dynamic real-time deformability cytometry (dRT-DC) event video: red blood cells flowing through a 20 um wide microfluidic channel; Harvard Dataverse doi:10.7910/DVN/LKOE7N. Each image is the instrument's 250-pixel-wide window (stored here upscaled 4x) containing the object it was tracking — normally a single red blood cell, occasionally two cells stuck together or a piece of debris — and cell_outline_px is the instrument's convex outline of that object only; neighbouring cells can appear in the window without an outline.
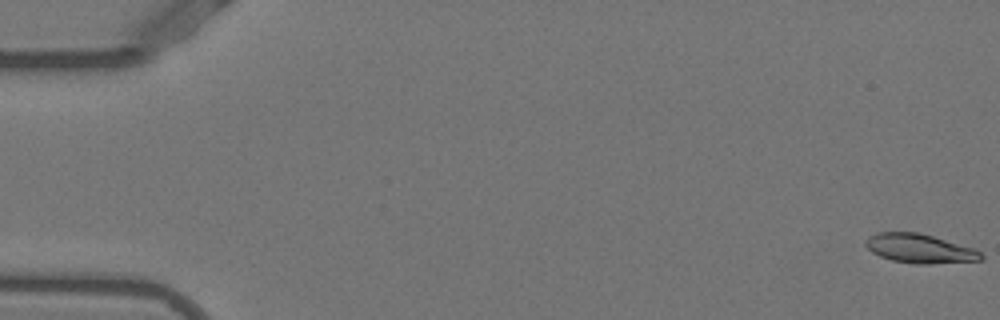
{"species": "Egyptian fruit bat (a non-hibernating species)", "species_latin": "Rousettus aegyptiacus", "temperature_condition": "warm", "stored_images_in_passage": 53, "camera_frame_rate_fps": 3000, "um_per_image_px": 0.085, "animal": {"sex": "female"}, "frame": {"image": 1, "passage_image": 1, "time_ms": 0.0, "image_size_px": [1000, 320], "cell_outline_px": [[984, 260], [928, 264], [916, 264], [892, 260], [880, 256], [872, 252], [864, 244], [864, 240], [868, 236], [876, 232], [920, 232], [972, 248], [980, 252], [984, 256]], "centroid_in_image_um": [78.14, 21.12], "position_along_channel_um": 6.9, "area_um2": 19.59}}
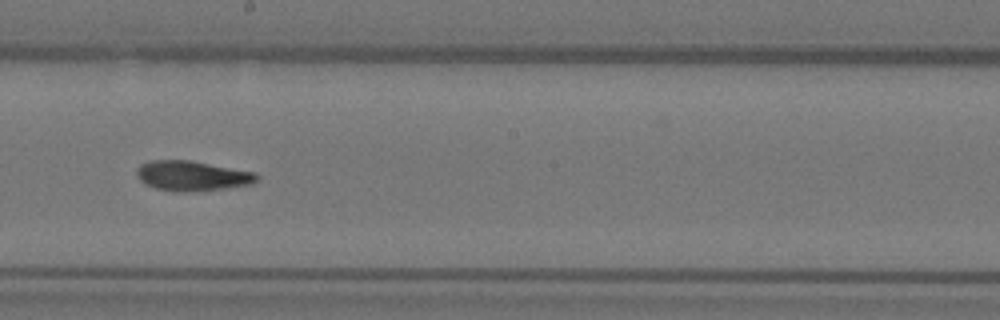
{"frame": {"image": 2, "passage_image": 30, "time_ms": 9.667, "image_size_px": [1000, 320], "cell_outline_px": [[260, 180], [252, 184], [228, 188], [184, 192], [176, 192], [156, 188], [144, 184], [136, 176], [136, 168], [140, 164], [152, 160], [192, 160], [256, 172], [260, 176]], "centroid_in_image_um": [16.36, 14.94], "position_along_channel_um": 231.8, "area_um2": 21.39}}
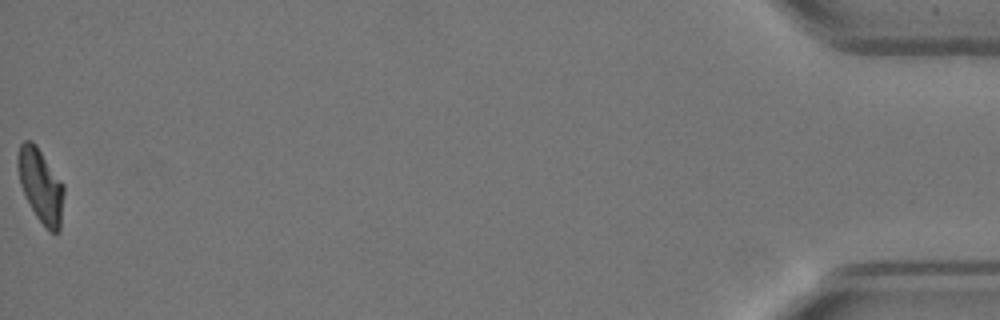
{"frame": {"image": 3, "passage_image": 53, "time_ms": 17.333, "image_size_px": [1000, 320], "cell_outline_px": [[64, 192], [60, 232], [48, 232], [36, 216], [20, 184], [16, 168], [16, 160], [20, 144], [24, 140], [32, 140], [36, 144], [64, 184]], "centroid_in_image_um": [3.46, 15.76], "position_along_channel_um": 431.7, "area_um2": 20.0}, "authors_computed_cell_mechanics": {"area_um2": 20.4612, "velocity_mm_per_s": 3.8845, "shape_relaxation_time_tau1_ms": 11.3824, "shape_relaxation_time_tau2_ms": 4.3133, "deformation_change_tau1": 0.3221, "deformation_change_tau2": 0.1221}}